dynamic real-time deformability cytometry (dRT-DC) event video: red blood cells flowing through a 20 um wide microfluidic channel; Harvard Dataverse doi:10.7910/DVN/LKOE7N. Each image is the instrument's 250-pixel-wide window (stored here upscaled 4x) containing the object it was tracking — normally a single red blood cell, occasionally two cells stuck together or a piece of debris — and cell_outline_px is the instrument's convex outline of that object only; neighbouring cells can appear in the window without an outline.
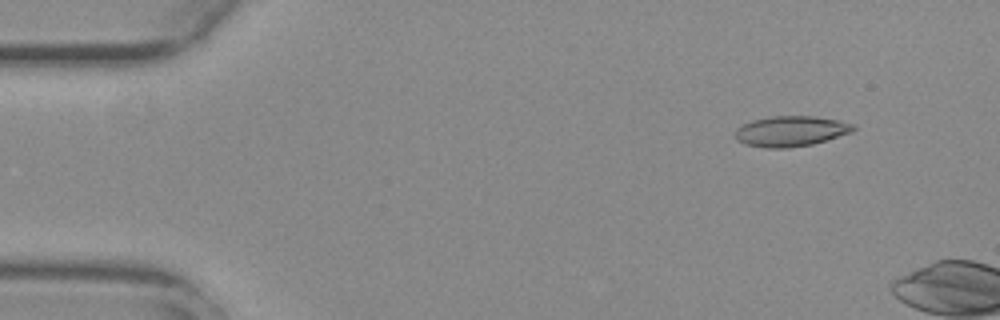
{"species": "common noctule bat (a hibernating species)", "species_latin": "Nyctalus noctula", "temperature_condition": "warm", "stored_images_in_passage": 47, "camera_frame_rate_fps": 3000, "um_per_image_px": 0.085, "animal": {"sex": "female", "body_mass_g": 29.2, "forearm_length_mm": 56.3}, "frame": {"image": 1, "passage_image": 4, "time_ms": 1.0, "image_size_px": [1000, 320], "cell_outline_px": [[856, 128], [852, 132], [812, 144], [788, 148], [764, 148], [744, 144], [736, 140], [736, 128], [752, 120], [772, 116], [812, 116], [836, 120], [856, 124]], "centroid_in_image_um": [67.21, 11.15], "position_along_channel_um": 17.8, "area_um2": 20.92}}
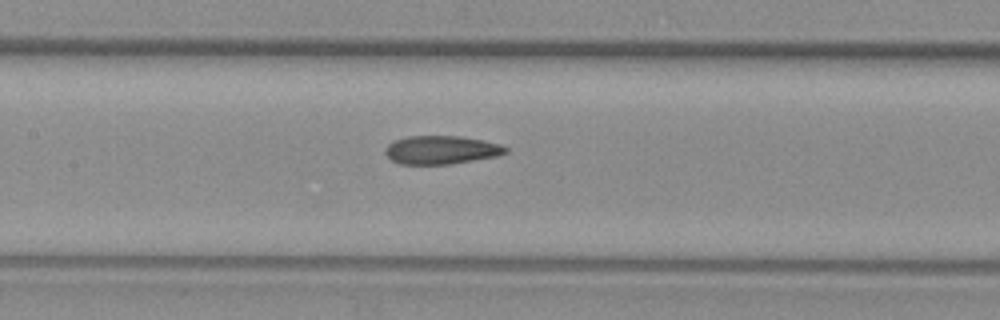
{"frame": {"image": 2, "passage_image": 24, "time_ms": 7.667, "image_size_px": [1000, 320], "cell_outline_px": [[508, 152], [496, 156], [448, 164], [400, 164], [392, 160], [384, 152], [388, 144], [392, 140], [408, 136], [460, 136], [484, 140], [500, 144], [508, 148]], "centroid_in_image_um": [37.49, 12.73], "position_along_channel_um": 169.9, "area_um2": 19.88}}
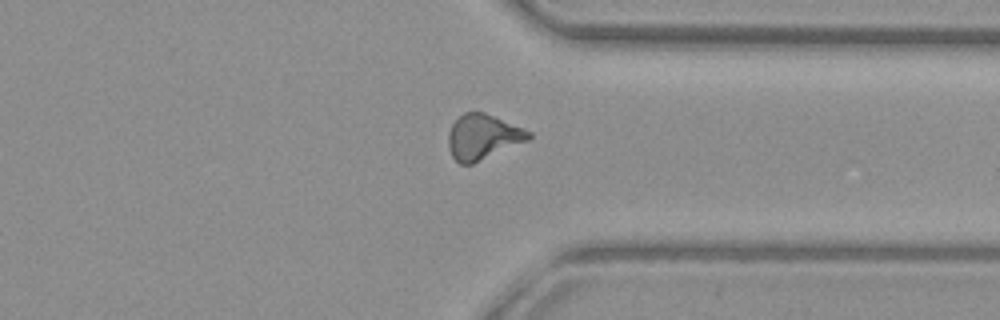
{"frame": {"image": 3, "passage_image": 40, "time_ms": 13.0, "image_size_px": [1000, 320], "cell_outline_px": [[532, 136], [528, 140], [472, 164], [460, 164], [452, 156], [448, 148], [448, 132], [452, 124], [464, 112], [484, 112], [532, 132]], "centroid_in_image_um": [41.02, 11.64], "position_along_channel_um": 370.4, "area_um2": 20.92}, "authors_computed_cell_mechanics": {"area_um2": 20.2878, "velocity_mm_per_s": 3.792, "shape_relaxation_time_tau1_ms": null, "shape_relaxation_time_tau2_ms": 2.7045, "deformation_change_tau1": null, "deformation_change_tau2": 0.0928}}